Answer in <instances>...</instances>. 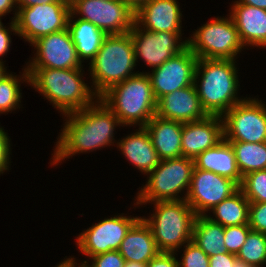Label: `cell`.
I'll return each instance as SVG.
<instances>
[{
    "label": "cell",
    "instance_id": "19",
    "mask_svg": "<svg viewBox=\"0 0 266 267\" xmlns=\"http://www.w3.org/2000/svg\"><path fill=\"white\" fill-rule=\"evenodd\" d=\"M181 17L177 0H147L135 11V23L151 32H181Z\"/></svg>",
    "mask_w": 266,
    "mask_h": 267
},
{
    "label": "cell",
    "instance_id": "13",
    "mask_svg": "<svg viewBox=\"0 0 266 267\" xmlns=\"http://www.w3.org/2000/svg\"><path fill=\"white\" fill-rule=\"evenodd\" d=\"M129 33L134 45L136 62L140 57L153 69L160 67L166 60L188 47L187 40L180 42L182 32H151L134 23Z\"/></svg>",
    "mask_w": 266,
    "mask_h": 267
},
{
    "label": "cell",
    "instance_id": "12",
    "mask_svg": "<svg viewBox=\"0 0 266 267\" xmlns=\"http://www.w3.org/2000/svg\"><path fill=\"white\" fill-rule=\"evenodd\" d=\"M239 185L224 176L194 167L188 193L184 199L195 214L206 215L215 205L234 194Z\"/></svg>",
    "mask_w": 266,
    "mask_h": 267
},
{
    "label": "cell",
    "instance_id": "2",
    "mask_svg": "<svg viewBox=\"0 0 266 267\" xmlns=\"http://www.w3.org/2000/svg\"><path fill=\"white\" fill-rule=\"evenodd\" d=\"M26 69L29 74L28 84L38 90L64 115L84 109L93 104V100L97 97L93 89L82 79V68Z\"/></svg>",
    "mask_w": 266,
    "mask_h": 267
},
{
    "label": "cell",
    "instance_id": "45",
    "mask_svg": "<svg viewBox=\"0 0 266 267\" xmlns=\"http://www.w3.org/2000/svg\"><path fill=\"white\" fill-rule=\"evenodd\" d=\"M124 267H147V264L140 262L126 261Z\"/></svg>",
    "mask_w": 266,
    "mask_h": 267
},
{
    "label": "cell",
    "instance_id": "26",
    "mask_svg": "<svg viewBox=\"0 0 266 267\" xmlns=\"http://www.w3.org/2000/svg\"><path fill=\"white\" fill-rule=\"evenodd\" d=\"M249 200L239 188L234 194L215 205L212 209L215 218L206 216L223 227L249 224Z\"/></svg>",
    "mask_w": 266,
    "mask_h": 267
},
{
    "label": "cell",
    "instance_id": "47",
    "mask_svg": "<svg viewBox=\"0 0 266 267\" xmlns=\"http://www.w3.org/2000/svg\"><path fill=\"white\" fill-rule=\"evenodd\" d=\"M234 267H252V266L246 265L244 262L237 260L234 264Z\"/></svg>",
    "mask_w": 266,
    "mask_h": 267
},
{
    "label": "cell",
    "instance_id": "49",
    "mask_svg": "<svg viewBox=\"0 0 266 267\" xmlns=\"http://www.w3.org/2000/svg\"><path fill=\"white\" fill-rule=\"evenodd\" d=\"M3 15H0V28L3 26V23L1 22V17H2Z\"/></svg>",
    "mask_w": 266,
    "mask_h": 267
},
{
    "label": "cell",
    "instance_id": "3",
    "mask_svg": "<svg viewBox=\"0 0 266 267\" xmlns=\"http://www.w3.org/2000/svg\"><path fill=\"white\" fill-rule=\"evenodd\" d=\"M234 61L220 59L197 61L194 84L202 108L208 115L223 116L235 104L244 100L237 97L240 85ZM198 76H201L199 85Z\"/></svg>",
    "mask_w": 266,
    "mask_h": 267
},
{
    "label": "cell",
    "instance_id": "43",
    "mask_svg": "<svg viewBox=\"0 0 266 267\" xmlns=\"http://www.w3.org/2000/svg\"><path fill=\"white\" fill-rule=\"evenodd\" d=\"M121 1L128 4L134 11H136L147 0H121Z\"/></svg>",
    "mask_w": 266,
    "mask_h": 267
},
{
    "label": "cell",
    "instance_id": "46",
    "mask_svg": "<svg viewBox=\"0 0 266 267\" xmlns=\"http://www.w3.org/2000/svg\"><path fill=\"white\" fill-rule=\"evenodd\" d=\"M4 64L0 62V80L3 79L8 73L6 72Z\"/></svg>",
    "mask_w": 266,
    "mask_h": 267
},
{
    "label": "cell",
    "instance_id": "21",
    "mask_svg": "<svg viewBox=\"0 0 266 267\" xmlns=\"http://www.w3.org/2000/svg\"><path fill=\"white\" fill-rule=\"evenodd\" d=\"M144 127L160 160L182 157V122L155 115Z\"/></svg>",
    "mask_w": 266,
    "mask_h": 267
},
{
    "label": "cell",
    "instance_id": "20",
    "mask_svg": "<svg viewBox=\"0 0 266 267\" xmlns=\"http://www.w3.org/2000/svg\"><path fill=\"white\" fill-rule=\"evenodd\" d=\"M231 10L242 44L265 48L266 9L234 2Z\"/></svg>",
    "mask_w": 266,
    "mask_h": 267
},
{
    "label": "cell",
    "instance_id": "6",
    "mask_svg": "<svg viewBox=\"0 0 266 267\" xmlns=\"http://www.w3.org/2000/svg\"><path fill=\"white\" fill-rule=\"evenodd\" d=\"M155 203V204H154ZM155 213L143 220L150 226L160 252L175 253L179 247L192 240L196 214L186 199L157 201Z\"/></svg>",
    "mask_w": 266,
    "mask_h": 267
},
{
    "label": "cell",
    "instance_id": "10",
    "mask_svg": "<svg viewBox=\"0 0 266 267\" xmlns=\"http://www.w3.org/2000/svg\"><path fill=\"white\" fill-rule=\"evenodd\" d=\"M71 13L81 15L79 19L93 23L106 35L129 33L135 23V11L121 0H74Z\"/></svg>",
    "mask_w": 266,
    "mask_h": 267
},
{
    "label": "cell",
    "instance_id": "17",
    "mask_svg": "<svg viewBox=\"0 0 266 267\" xmlns=\"http://www.w3.org/2000/svg\"><path fill=\"white\" fill-rule=\"evenodd\" d=\"M224 139L222 116L208 115L202 120L183 123L182 156L195 159Z\"/></svg>",
    "mask_w": 266,
    "mask_h": 267
},
{
    "label": "cell",
    "instance_id": "35",
    "mask_svg": "<svg viewBox=\"0 0 266 267\" xmlns=\"http://www.w3.org/2000/svg\"><path fill=\"white\" fill-rule=\"evenodd\" d=\"M91 258L92 265L88 266L87 261H83L84 267H124L126 262L118 250L102 253Z\"/></svg>",
    "mask_w": 266,
    "mask_h": 267
},
{
    "label": "cell",
    "instance_id": "33",
    "mask_svg": "<svg viewBox=\"0 0 266 267\" xmlns=\"http://www.w3.org/2000/svg\"><path fill=\"white\" fill-rule=\"evenodd\" d=\"M179 267H209V256L192 240L184 246Z\"/></svg>",
    "mask_w": 266,
    "mask_h": 267
},
{
    "label": "cell",
    "instance_id": "8",
    "mask_svg": "<svg viewBox=\"0 0 266 267\" xmlns=\"http://www.w3.org/2000/svg\"><path fill=\"white\" fill-rule=\"evenodd\" d=\"M195 31L187 44L198 59L235 60L244 48L231 15L212 19Z\"/></svg>",
    "mask_w": 266,
    "mask_h": 267
},
{
    "label": "cell",
    "instance_id": "18",
    "mask_svg": "<svg viewBox=\"0 0 266 267\" xmlns=\"http://www.w3.org/2000/svg\"><path fill=\"white\" fill-rule=\"evenodd\" d=\"M156 115L182 123L199 121L208 116L202 108L195 84L161 97L157 101Z\"/></svg>",
    "mask_w": 266,
    "mask_h": 267
},
{
    "label": "cell",
    "instance_id": "44",
    "mask_svg": "<svg viewBox=\"0 0 266 267\" xmlns=\"http://www.w3.org/2000/svg\"><path fill=\"white\" fill-rule=\"evenodd\" d=\"M76 265H79L75 262V259L73 258H66V260L62 261L60 264L57 265V267H76ZM79 267H84V264L81 263Z\"/></svg>",
    "mask_w": 266,
    "mask_h": 267
},
{
    "label": "cell",
    "instance_id": "7",
    "mask_svg": "<svg viewBox=\"0 0 266 267\" xmlns=\"http://www.w3.org/2000/svg\"><path fill=\"white\" fill-rule=\"evenodd\" d=\"M194 167V160L184 156L161 160L149 173L147 184L137 195L136 205L184 200L178 194L183 189L188 193Z\"/></svg>",
    "mask_w": 266,
    "mask_h": 267
},
{
    "label": "cell",
    "instance_id": "28",
    "mask_svg": "<svg viewBox=\"0 0 266 267\" xmlns=\"http://www.w3.org/2000/svg\"><path fill=\"white\" fill-rule=\"evenodd\" d=\"M228 142L233 148L242 177L253 171L266 170V142Z\"/></svg>",
    "mask_w": 266,
    "mask_h": 267
},
{
    "label": "cell",
    "instance_id": "27",
    "mask_svg": "<svg viewBox=\"0 0 266 267\" xmlns=\"http://www.w3.org/2000/svg\"><path fill=\"white\" fill-rule=\"evenodd\" d=\"M192 241L209 257L226 253L224 227L211 221L206 215H198L193 225Z\"/></svg>",
    "mask_w": 266,
    "mask_h": 267
},
{
    "label": "cell",
    "instance_id": "42",
    "mask_svg": "<svg viewBox=\"0 0 266 267\" xmlns=\"http://www.w3.org/2000/svg\"><path fill=\"white\" fill-rule=\"evenodd\" d=\"M236 2L246 4L249 6H254V7L266 9V0H239Z\"/></svg>",
    "mask_w": 266,
    "mask_h": 267
},
{
    "label": "cell",
    "instance_id": "15",
    "mask_svg": "<svg viewBox=\"0 0 266 267\" xmlns=\"http://www.w3.org/2000/svg\"><path fill=\"white\" fill-rule=\"evenodd\" d=\"M197 61V56L187 47L147 73L157 101L166 94L193 85Z\"/></svg>",
    "mask_w": 266,
    "mask_h": 267
},
{
    "label": "cell",
    "instance_id": "23",
    "mask_svg": "<svg viewBox=\"0 0 266 267\" xmlns=\"http://www.w3.org/2000/svg\"><path fill=\"white\" fill-rule=\"evenodd\" d=\"M193 160L195 168L229 178L239 186L242 183L243 177L238 169L233 148L225 138L216 146L200 153Z\"/></svg>",
    "mask_w": 266,
    "mask_h": 267
},
{
    "label": "cell",
    "instance_id": "36",
    "mask_svg": "<svg viewBox=\"0 0 266 267\" xmlns=\"http://www.w3.org/2000/svg\"><path fill=\"white\" fill-rule=\"evenodd\" d=\"M10 153V140L4 129L0 127V174L9 168Z\"/></svg>",
    "mask_w": 266,
    "mask_h": 267
},
{
    "label": "cell",
    "instance_id": "39",
    "mask_svg": "<svg viewBox=\"0 0 266 267\" xmlns=\"http://www.w3.org/2000/svg\"><path fill=\"white\" fill-rule=\"evenodd\" d=\"M11 32H14L17 34V29L15 22L12 20L10 24V28L6 29V27L3 25L0 28V56H3L9 51L10 44H11V37H10V30ZM1 63H4L2 59H0Z\"/></svg>",
    "mask_w": 266,
    "mask_h": 267
},
{
    "label": "cell",
    "instance_id": "48",
    "mask_svg": "<svg viewBox=\"0 0 266 267\" xmlns=\"http://www.w3.org/2000/svg\"><path fill=\"white\" fill-rule=\"evenodd\" d=\"M55 1H60V2H62V3H64V4H66V5L71 7V5H72L74 0H55Z\"/></svg>",
    "mask_w": 266,
    "mask_h": 267
},
{
    "label": "cell",
    "instance_id": "40",
    "mask_svg": "<svg viewBox=\"0 0 266 267\" xmlns=\"http://www.w3.org/2000/svg\"><path fill=\"white\" fill-rule=\"evenodd\" d=\"M16 5V0H0V15L5 16V14L10 13Z\"/></svg>",
    "mask_w": 266,
    "mask_h": 267
},
{
    "label": "cell",
    "instance_id": "5",
    "mask_svg": "<svg viewBox=\"0 0 266 267\" xmlns=\"http://www.w3.org/2000/svg\"><path fill=\"white\" fill-rule=\"evenodd\" d=\"M89 64L93 91L97 98L112 86L137 74L132 72L136 58L131 34L106 35L101 48Z\"/></svg>",
    "mask_w": 266,
    "mask_h": 267
},
{
    "label": "cell",
    "instance_id": "22",
    "mask_svg": "<svg viewBox=\"0 0 266 267\" xmlns=\"http://www.w3.org/2000/svg\"><path fill=\"white\" fill-rule=\"evenodd\" d=\"M118 251L125 261L145 264L160 253L150 226L141 217L127 231Z\"/></svg>",
    "mask_w": 266,
    "mask_h": 267
},
{
    "label": "cell",
    "instance_id": "38",
    "mask_svg": "<svg viewBox=\"0 0 266 267\" xmlns=\"http://www.w3.org/2000/svg\"><path fill=\"white\" fill-rule=\"evenodd\" d=\"M237 256L232 253H221L209 257V267H234Z\"/></svg>",
    "mask_w": 266,
    "mask_h": 267
},
{
    "label": "cell",
    "instance_id": "29",
    "mask_svg": "<svg viewBox=\"0 0 266 267\" xmlns=\"http://www.w3.org/2000/svg\"><path fill=\"white\" fill-rule=\"evenodd\" d=\"M236 256L252 267L266 264V234L251 230Z\"/></svg>",
    "mask_w": 266,
    "mask_h": 267
},
{
    "label": "cell",
    "instance_id": "14",
    "mask_svg": "<svg viewBox=\"0 0 266 267\" xmlns=\"http://www.w3.org/2000/svg\"><path fill=\"white\" fill-rule=\"evenodd\" d=\"M139 218L123 215L106 218L79 234L76 244L88 257L119 250L127 231Z\"/></svg>",
    "mask_w": 266,
    "mask_h": 267
},
{
    "label": "cell",
    "instance_id": "32",
    "mask_svg": "<svg viewBox=\"0 0 266 267\" xmlns=\"http://www.w3.org/2000/svg\"><path fill=\"white\" fill-rule=\"evenodd\" d=\"M251 230L249 224L224 227V245L227 252L237 255Z\"/></svg>",
    "mask_w": 266,
    "mask_h": 267
},
{
    "label": "cell",
    "instance_id": "37",
    "mask_svg": "<svg viewBox=\"0 0 266 267\" xmlns=\"http://www.w3.org/2000/svg\"><path fill=\"white\" fill-rule=\"evenodd\" d=\"M147 267H179V265L174 253L160 252L147 263Z\"/></svg>",
    "mask_w": 266,
    "mask_h": 267
},
{
    "label": "cell",
    "instance_id": "41",
    "mask_svg": "<svg viewBox=\"0 0 266 267\" xmlns=\"http://www.w3.org/2000/svg\"><path fill=\"white\" fill-rule=\"evenodd\" d=\"M55 0H16L17 7H31L38 4H48L54 2Z\"/></svg>",
    "mask_w": 266,
    "mask_h": 267
},
{
    "label": "cell",
    "instance_id": "25",
    "mask_svg": "<svg viewBox=\"0 0 266 267\" xmlns=\"http://www.w3.org/2000/svg\"><path fill=\"white\" fill-rule=\"evenodd\" d=\"M73 16L71 13L68 21V31L74 42L78 57L81 62L88 59L91 61L101 48L106 34L91 22L79 18L72 22Z\"/></svg>",
    "mask_w": 266,
    "mask_h": 267
},
{
    "label": "cell",
    "instance_id": "11",
    "mask_svg": "<svg viewBox=\"0 0 266 267\" xmlns=\"http://www.w3.org/2000/svg\"><path fill=\"white\" fill-rule=\"evenodd\" d=\"M266 105L256 98H244L223 116L224 138L247 143L266 142ZM224 117V118H223Z\"/></svg>",
    "mask_w": 266,
    "mask_h": 267
},
{
    "label": "cell",
    "instance_id": "16",
    "mask_svg": "<svg viewBox=\"0 0 266 267\" xmlns=\"http://www.w3.org/2000/svg\"><path fill=\"white\" fill-rule=\"evenodd\" d=\"M31 45L37 50L36 57L26 68H83L68 28L40 37Z\"/></svg>",
    "mask_w": 266,
    "mask_h": 267
},
{
    "label": "cell",
    "instance_id": "31",
    "mask_svg": "<svg viewBox=\"0 0 266 267\" xmlns=\"http://www.w3.org/2000/svg\"><path fill=\"white\" fill-rule=\"evenodd\" d=\"M239 188L249 202H266V170L246 174Z\"/></svg>",
    "mask_w": 266,
    "mask_h": 267
},
{
    "label": "cell",
    "instance_id": "34",
    "mask_svg": "<svg viewBox=\"0 0 266 267\" xmlns=\"http://www.w3.org/2000/svg\"><path fill=\"white\" fill-rule=\"evenodd\" d=\"M249 227L266 234V202H250Z\"/></svg>",
    "mask_w": 266,
    "mask_h": 267
},
{
    "label": "cell",
    "instance_id": "1",
    "mask_svg": "<svg viewBox=\"0 0 266 267\" xmlns=\"http://www.w3.org/2000/svg\"><path fill=\"white\" fill-rule=\"evenodd\" d=\"M95 100L98 104L93 103L65 115L68 120L57 139L52 165L76 153L101 149L114 143L113 131L121 122L100 98Z\"/></svg>",
    "mask_w": 266,
    "mask_h": 267
},
{
    "label": "cell",
    "instance_id": "4",
    "mask_svg": "<svg viewBox=\"0 0 266 267\" xmlns=\"http://www.w3.org/2000/svg\"><path fill=\"white\" fill-rule=\"evenodd\" d=\"M99 98L120 120L121 126L144 127L156 115L157 99L147 72L130 76Z\"/></svg>",
    "mask_w": 266,
    "mask_h": 267
},
{
    "label": "cell",
    "instance_id": "30",
    "mask_svg": "<svg viewBox=\"0 0 266 267\" xmlns=\"http://www.w3.org/2000/svg\"><path fill=\"white\" fill-rule=\"evenodd\" d=\"M22 76L19 79L16 75L8 73L0 80V113L12 112L13 109L19 107V102H21L20 81L24 79L23 81L29 83V74L26 68Z\"/></svg>",
    "mask_w": 266,
    "mask_h": 267
},
{
    "label": "cell",
    "instance_id": "9",
    "mask_svg": "<svg viewBox=\"0 0 266 267\" xmlns=\"http://www.w3.org/2000/svg\"><path fill=\"white\" fill-rule=\"evenodd\" d=\"M16 8L12 20L17 34L30 44L40 37L68 28L71 7L60 1Z\"/></svg>",
    "mask_w": 266,
    "mask_h": 267
},
{
    "label": "cell",
    "instance_id": "24",
    "mask_svg": "<svg viewBox=\"0 0 266 267\" xmlns=\"http://www.w3.org/2000/svg\"><path fill=\"white\" fill-rule=\"evenodd\" d=\"M117 145L142 173L149 174L161 161L145 127H139L138 131L126 136Z\"/></svg>",
    "mask_w": 266,
    "mask_h": 267
}]
</instances>
